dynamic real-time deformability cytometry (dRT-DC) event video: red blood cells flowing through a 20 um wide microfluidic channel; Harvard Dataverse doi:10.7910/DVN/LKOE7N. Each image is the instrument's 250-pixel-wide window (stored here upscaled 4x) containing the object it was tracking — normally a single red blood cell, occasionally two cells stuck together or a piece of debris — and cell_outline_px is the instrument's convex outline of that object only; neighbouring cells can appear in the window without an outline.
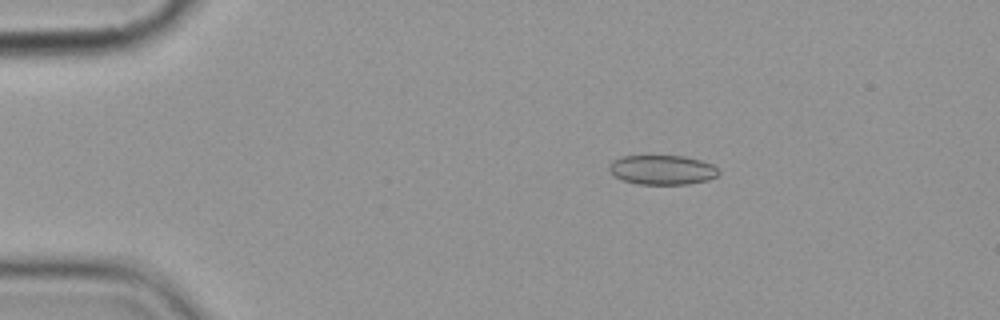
{"species": "common noctule bat (a hibernating species)", "species_latin": "Nyctalus noctula", "temperature_condition": "cold", "stored_images_in_passage": 6, "camera_frame_rate_fps": 3000, "um_per_image_px": 0.085, "animal": {"sex": "female", "body_mass_g": 19.9}, "frame": {"image": 1, "passage_image": 4, "time_ms": 3.333, "image_size_px": [1000, 320], "cell_outline_px": [[720, 172], [716, 176], [708, 180], [688, 184], [636, 184], [624, 180], [616, 176], [608, 168], [608, 164], [612, 160], [620, 156], [684, 156], [700, 160], [712, 164]], "centroid_in_image_um": [56.28, 14.43], "position_along_channel_um": 28.7, "area_um2": 18.79}}